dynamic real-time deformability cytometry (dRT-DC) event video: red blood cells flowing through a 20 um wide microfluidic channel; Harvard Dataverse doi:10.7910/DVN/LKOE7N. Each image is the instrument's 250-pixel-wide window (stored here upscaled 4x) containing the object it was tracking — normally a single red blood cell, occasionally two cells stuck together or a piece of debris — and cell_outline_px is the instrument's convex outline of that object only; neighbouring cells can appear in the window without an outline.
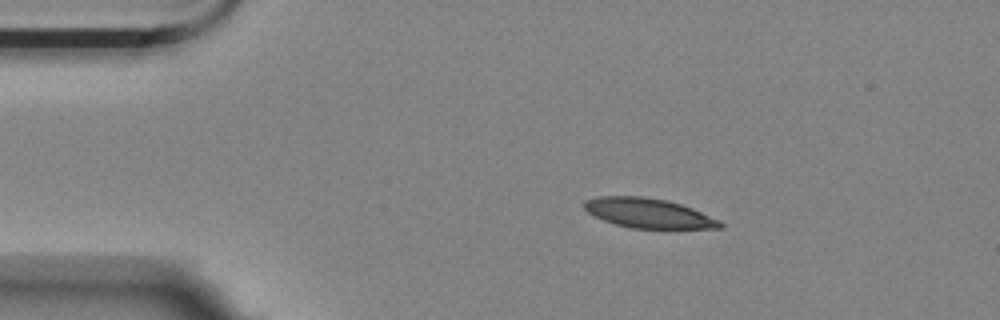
{"species": "Egyptian fruit bat (a non-hibernating species)", "species_latin": "Rousettus aegyptiacus", "temperature_condition": "room temperature", "stored_images_in_passage": 3, "camera_frame_rate_fps": 3000, "um_per_image_px": 0.085, "animal": {"sex": "female"}, "frame": {"image": 1, "passage_image": 1, "time_ms": 0.0, "image_size_px": [1000, 320], "cell_outline_px": [[724, 228], [632, 228], [616, 224], [604, 220], [588, 212], [584, 208], [584, 200], [600, 196], [640, 196], [668, 200], [692, 208], [720, 220], [724, 224]], "centroid_in_image_um": [55.14, 18.11], "position_along_channel_um": 29.9, "area_um2": 23.29}}